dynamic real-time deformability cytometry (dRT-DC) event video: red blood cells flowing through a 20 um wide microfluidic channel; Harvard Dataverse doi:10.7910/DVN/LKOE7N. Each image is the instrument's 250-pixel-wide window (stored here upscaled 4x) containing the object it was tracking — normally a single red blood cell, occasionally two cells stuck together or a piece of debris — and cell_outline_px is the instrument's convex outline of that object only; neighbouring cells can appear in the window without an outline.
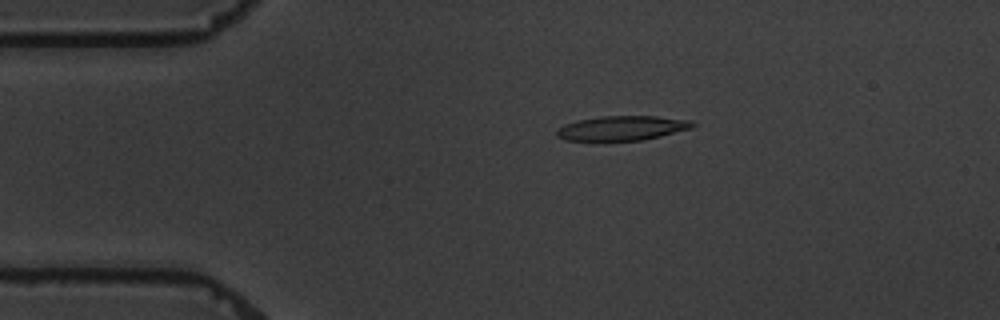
{"species": "common noctule bat (a hibernating species)", "species_latin": "Nyctalus noctula", "temperature_condition": "warm", "stored_images_in_passage": 8, "camera_frame_rate_fps": 3000, "um_per_image_px": 0.085, "animal": {"sex": "male", "body_mass_g": 19.5, "forearm_length_mm": 54.6}, "frame": {"image": 1, "passage_image": 4, "time_ms": 3.333, "image_size_px": [1000, 320], "cell_outline_px": [[696, 124], [692, 128], [660, 136], [640, 140], [564, 140], [556, 136], [556, 132], [564, 124], [580, 120], [600, 116], [656, 116], [692, 120]], "centroid_in_image_um": [52.9, 10.88], "position_along_channel_um": 32.1, "area_um2": 19.25}}
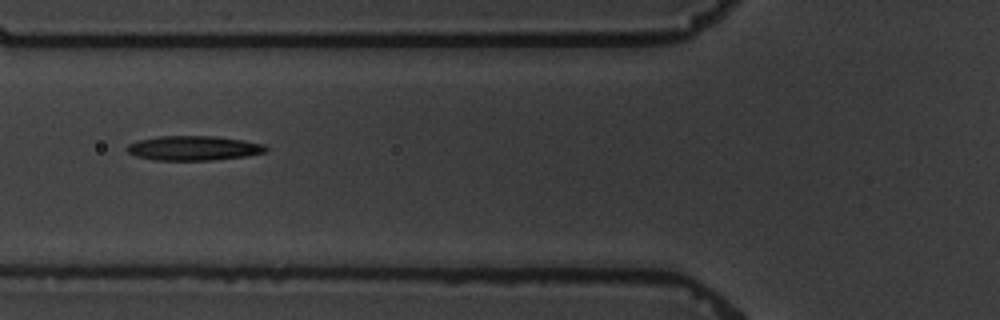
{"frame": {"image": 2, "passage_image": 6, "time_ms": 6.667, "image_size_px": [1000, 320], "cell_outline_px": [[268, 152], [248, 156], [212, 160], [156, 160], [136, 156], [128, 152], [124, 148], [128, 144], [140, 140], [160, 136], [216, 136], [244, 140], [264, 144], [268, 148]], "centroid_in_image_um": [16.5, 12.59], "position_along_channel_um": 109.3, "area_um2": 20.0}}
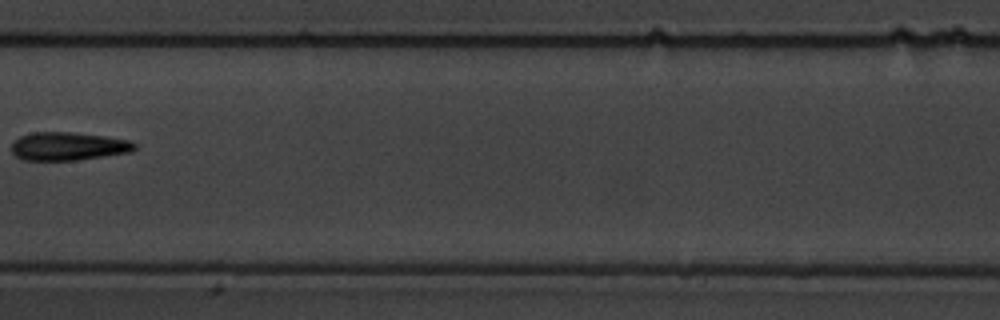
{"frame": {"image": 3, "passage_image": 8, "time_ms": 9.333, "image_size_px": [1000, 320], "cell_outline_px": [[136, 148], [132, 152], [76, 160], [24, 160], [16, 156], [12, 152], [12, 144], [20, 136], [32, 132], [72, 132], [104, 136], [128, 140], [136, 144]], "centroid_in_image_um": [5.8, 12.43], "position_along_channel_um": 201.6, "area_um2": 20.17}}